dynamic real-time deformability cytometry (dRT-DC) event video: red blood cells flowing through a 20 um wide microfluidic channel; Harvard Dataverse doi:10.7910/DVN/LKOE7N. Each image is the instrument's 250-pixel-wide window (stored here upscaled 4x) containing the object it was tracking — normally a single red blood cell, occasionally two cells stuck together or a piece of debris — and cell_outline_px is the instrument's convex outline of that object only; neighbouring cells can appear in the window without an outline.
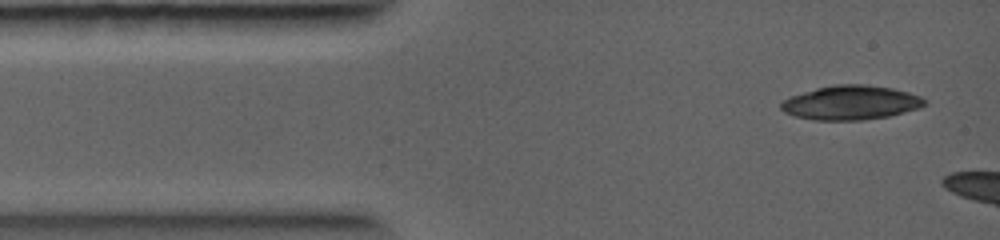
{"species": "common noctule bat (a hibernating species)", "species_latin": "Nyctalus noctula", "temperature_condition": "warm", "stored_images_in_passage": 4, "camera_frame_rate_fps": 5000, "um_per_image_px": 0.085, "animal": {"sex": "female", "body_mass_g": 19.0, "forearm_length_mm": 56.7}, "frame": {"image": 1, "passage_image": 1, "time_ms": 0.0, "image_size_px": [1000, 240], "cell_outline_px": [[928, 104], [920, 108], [888, 116], [864, 120], [816, 120], [796, 116], [784, 112], [780, 108], [780, 104], [784, 100], [792, 96], [816, 88], [836, 84], [864, 84], [892, 88], [908, 92], [920, 96], [928, 100]], "centroid_in_image_um": [72.37, 8.72], "position_along_channel_um": 12.6, "area_um2": 28.61}}